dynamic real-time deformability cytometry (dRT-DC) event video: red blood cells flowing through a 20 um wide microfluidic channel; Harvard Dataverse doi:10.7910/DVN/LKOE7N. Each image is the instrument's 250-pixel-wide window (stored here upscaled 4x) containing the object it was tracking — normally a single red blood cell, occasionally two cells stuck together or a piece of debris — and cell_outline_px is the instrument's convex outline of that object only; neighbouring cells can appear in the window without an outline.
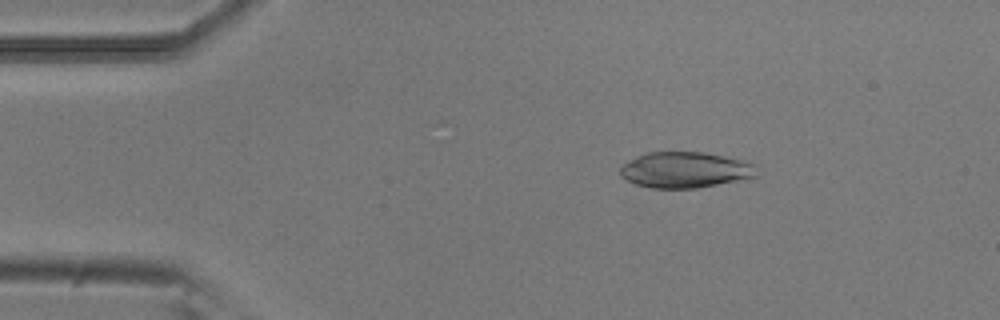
{"species": "common noctule bat (a hibernating species)", "species_latin": "Nyctalus noctula", "temperature_condition": "room temperature", "stored_images_in_passage": 46, "camera_frame_rate_fps": 3000, "um_per_image_px": 0.085, "animal": {"sex": "male", "body_mass_g": 20.5, "forearm_length_mm": 52.5}, "frame": {"image": 1, "passage_image": 2, "time_ms": 0.333, "image_size_px": [1000, 320], "cell_outline_px": [[756, 176], [696, 188], [652, 188], [636, 184], [620, 176], [620, 168], [624, 164], [636, 156], [648, 152], [700, 152], [744, 160], [756, 164]], "centroid_in_image_um": [58.21, 14.43], "position_along_channel_um": 26.8, "area_um2": 28.21}}
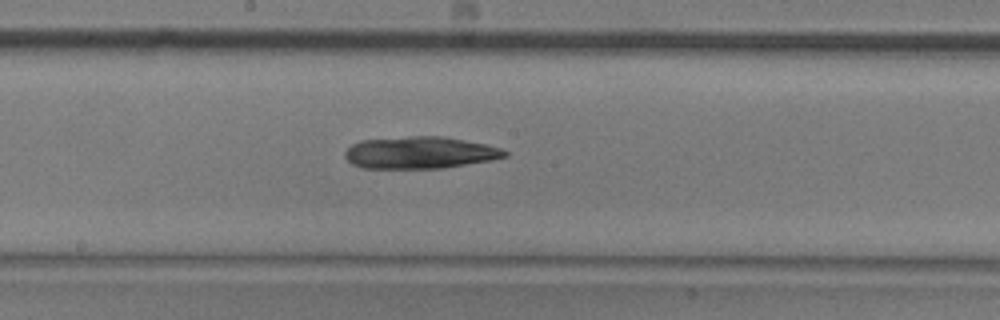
{"frame": {"image": 2, "passage_image": 21, "time_ms": 6.667, "image_size_px": [1000, 320], "cell_outline_px": [[508, 156], [492, 160], [444, 168], [360, 168], [352, 164], [344, 156], [344, 152], [352, 144], [360, 140], [408, 136], [444, 136], [484, 144], [500, 148], [508, 152]], "centroid_in_image_um": [35.67, 12.97], "position_along_channel_um": 212.5, "area_um2": 29.94}}
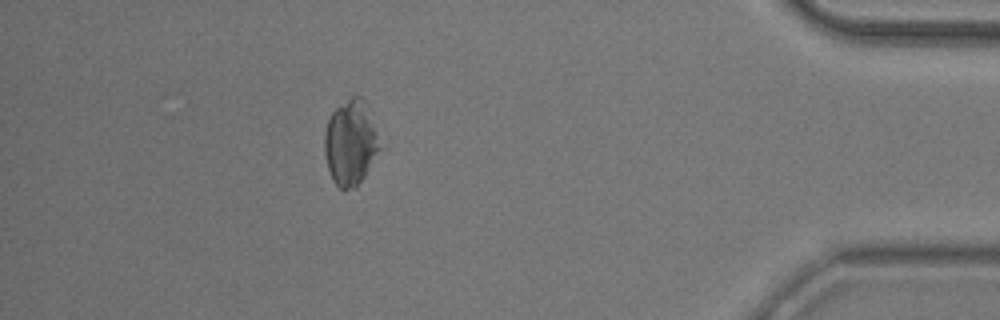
{"frame": {"image": 3, "passage_image": 40, "time_ms": 13.0, "image_size_px": [1000, 320], "cell_outline_px": [[380, 148], [364, 176], [356, 188], [344, 192], [332, 180], [328, 168], [324, 152], [324, 132], [328, 120], [332, 112], [336, 108], [352, 96], [360, 96], [364, 100]], "centroid_in_image_um": [29.74, 12.19], "position_along_channel_um": 405.5, "area_um2": 26.82}}